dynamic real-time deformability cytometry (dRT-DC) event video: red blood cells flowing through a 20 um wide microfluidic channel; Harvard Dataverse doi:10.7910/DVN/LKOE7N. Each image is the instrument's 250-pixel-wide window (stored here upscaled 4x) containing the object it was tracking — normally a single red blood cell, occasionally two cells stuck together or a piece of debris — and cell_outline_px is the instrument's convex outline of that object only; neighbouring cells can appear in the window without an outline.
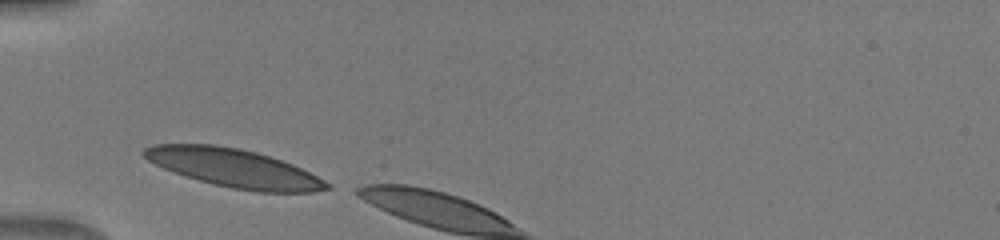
{"species": "human", "species_latin": "Homo sapiens", "temperature_condition": "warm", "stored_images_in_passage": 2, "camera_frame_rate_fps": 3000, "um_per_image_px": 0.085, "donor": {"sex": "male"}, "frame": {"image": 1, "passage_image": 1, "time_ms": 0.0, "image_size_px": [1000, 240], "cell_outline_px": [[332, 188], [312, 192], [260, 192], [232, 188], [200, 180], [164, 168], [148, 160], [140, 152], [144, 148], [152, 144], [216, 144], [256, 152], [292, 164], [332, 184]], "centroid_in_image_um": [19.89, 14.28], "position_along_channel_um": 65.1, "area_um2": 40.29}}